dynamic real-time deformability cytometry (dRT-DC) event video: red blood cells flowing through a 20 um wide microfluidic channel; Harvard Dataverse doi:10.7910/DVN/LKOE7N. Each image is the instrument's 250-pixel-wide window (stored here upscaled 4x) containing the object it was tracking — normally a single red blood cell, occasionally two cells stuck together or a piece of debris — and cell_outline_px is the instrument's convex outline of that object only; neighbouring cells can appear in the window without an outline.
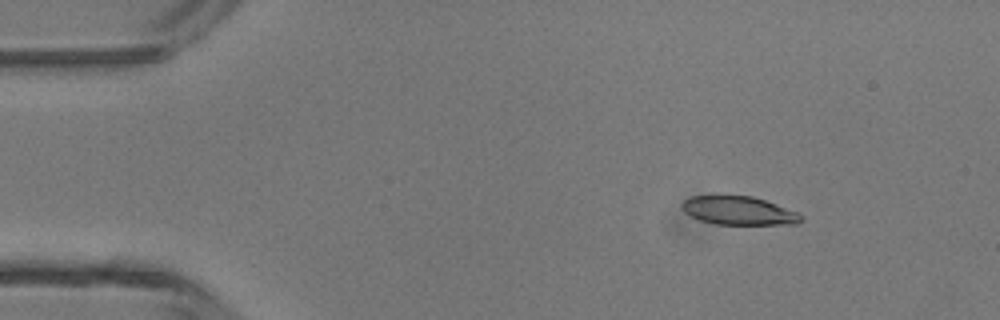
{"species": "common noctule bat (a hibernating species)", "species_latin": "Nyctalus noctula", "temperature_condition": "room temperature", "stored_images_in_passage": 48, "camera_frame_rate_fps": 3000, "um_per_image_px": 0.085, "animal": {"sex": "male", "body_mass_g": 13.3}, "frame": {"image": 1, "passage_image": 7, "time_ms": 2.0, "image_size_px": [1000, 320], "cell_outline_px": [[804, 220], [796, 224], [716, 224], [700, 220], [688, 216], [680, 208], [680, 204], [688, 196], [752, 196], [776, 204], [796, 212]], "centroid_in_image_um": [62.71, 17.91], "position_along_channel_um": 22.3, "area_um2": 19.71}}
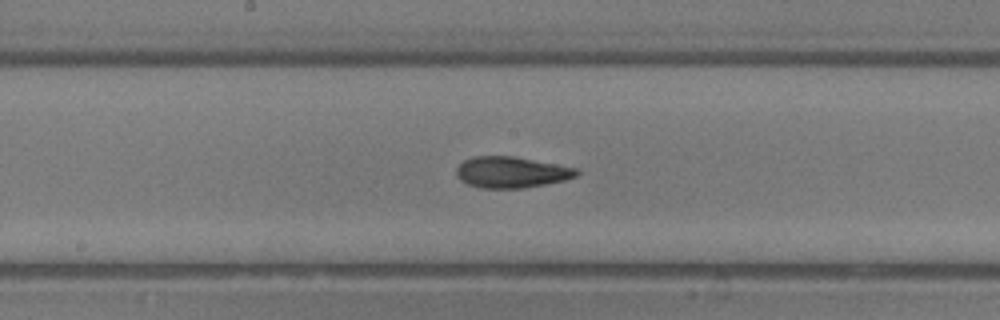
{"frame": {"image": 2, "passage_image": 25, "time_ms": 8.0, "image_size_px": [1000, 320], "cell_outline_px": [[580, 172], [576, 176], [564, 180], [524, 188], [480, 188], [468, 184], [460, 180], [456, 176], [456, 168], [464, 160], [472, 156], [516, 156], [576, 168]], "centroid_in_image_um": [43.43, 14.63], "position_along_channel_um": 204.8, "area_um2": 21.85}}
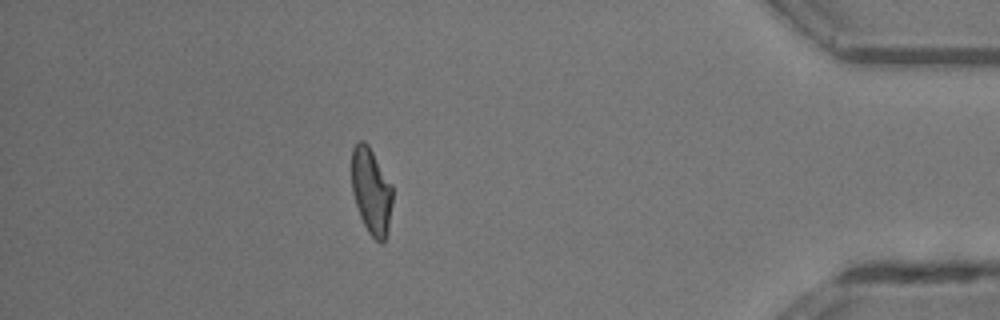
{"frame": {"image": 3, "passage_image": 42, "time_ms": 13.667, "image_size_px": [1000, 320], "cell_outline_px": [[392, 204], [388, 232], [384, 244], [380, 244], [368, 232], [360, 216], [352, 192], [352, 148], [360, 140], [364, 140], [368, 144], [392, 184]], "centroid_in_image_um": [31.57, 16.27], "position_along_channel_um": 403.6, "area_um2": 20.69}, "authors_computed_cell_mechanics": {"area_um2": 21.2415, "velocity_mm_per_s": 4.3582, "shape_relaxation_time_tau1_ms": 5.3977, "shape_relaxation_time_tau2_ms": 1.7759, "deformation_change_tau1": 0.1845, "deformation_change_tau2": 0.0926}}